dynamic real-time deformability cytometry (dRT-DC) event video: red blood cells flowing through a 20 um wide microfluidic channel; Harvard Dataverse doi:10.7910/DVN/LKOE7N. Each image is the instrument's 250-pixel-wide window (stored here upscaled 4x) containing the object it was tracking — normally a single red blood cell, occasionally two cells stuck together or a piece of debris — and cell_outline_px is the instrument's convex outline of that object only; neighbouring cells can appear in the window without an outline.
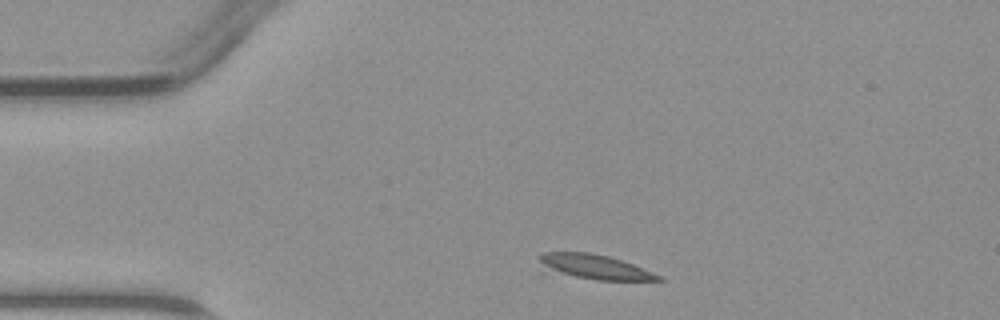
{"species": "common noctule bat (a hibernating species)", "species_latin": "Nyctalus noctula", "temperature_condition": "warm", "stored_images_in_passage": 2, "camera_frame_rate_fps": 3000, "um_per_image_px": 0.085, "animal": {"sex": "male", "body_mass_g": 23.1, "forearm_length_mm": 52.7}, "frame": {"image": 1, "passage_image": 1, "time_ms": 0.0, "image_size_px": [1000, 320], "cell_outline_px": [[664, 280], [596, 280], [540, 272], [540, 256], [544, 252], [588, 252], [608, 256], [632, 264], [652, 272], [660, 276]], "centroid_in_image_um": [50.38, 22.7], "position_along_channel_um": 34.6, "area_um2": 17.4}}